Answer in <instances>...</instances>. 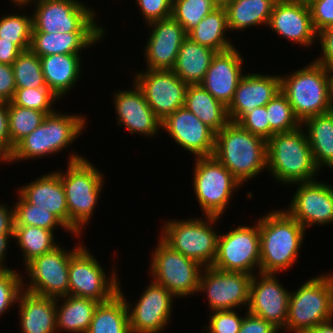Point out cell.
Returning a JSON list of instances; mask_svg holds the SVG:
<instances>
[{"label": "cell", "instance_id": "obj_51", "mask_svg": "<svg viewBox=\"0 0 333 333\" xmlns=\"http://www.w3.org/2000/svg\"><path fill=\"white\" fill-rule=\"evenodd\" d=\"M317 40L320 41L322 55H319V58H315L317 60L314 61L325 68L333 66V26L319 31Z\"/></svg>", "mask_w": 333, "mask_h": 333}, {"label": "cell", "instance_id": "obj_32", "mask_svg": "<svg viewBox=\"0 0 333 333\" xmlns=\"http://www.w3.org/2000/svg\"><path fill=\"white\" fill-rule=\"evenodd\" d=\"M184 106L215 133L230 122L227 107L200 84L187 86Z\"/></svg>", "mask_w": 333, "mask_h": 333}, {"label": "cell", "instance_id": "obj_43", "mask_svg": "<svg viewBox=\"0 0 333 333\" xmlns=\"http://www.w3.org/2000/svg\"><path fill=\"white\" fill-rule=\"evenodd\" d=\"M217 6L212 0H183L172 5L171 17L188 34L197 24Z\"/></svg>", "mask_w": 333, "mask_h": 333}, {"label": "cell", "instance_id": "obj_56", "mask_svg": "<svg viewBox=\"0 0 333 333\" xmlns=\"http://www.w3.org/2000/svg\"><path fill=\"white\" fill-rule=\"evenodd\" d=\"M12 240L13 238V234H0V270H5V269H11L10 267L8 268L7 266H5V264L3 265V263H5L4 261H6V252L8 249V245L10 242V239Z\"/></svg>", "mask_w": 333, "mask_h": 333}, {"label": "cell", "instance_id": "obj_38", "mask_svg": "<svg viewBox=\"0 0 333 333\" xmlns=\"http://www.w3.org/2000/svg\"><path fill=\"white\" fill-rule=\"evenodd\" d=\"M10 153L14 146L42 124L46 113L7 102Z\"/></svg>", "mask_w": 333, "mask_h": 333}, {"label": "cell", "instance_id": "obj_28", "mask_svg": "<svg viewBox=\"0 0 333 333\" xmlns=\"http://www.w3.org/2000/svg\"><path fill=\"white\" fill-rule=\"evenodd\" d=\"M106 32L46 33L32 32L29 49L39 57L53 54H81L82 50L99 43Z\"/></svg>", "mask_w": 333, "mask_h": 333}, {"label": "cell", "instance_id": "obj_5", "mask_svg": "<svg viewBox=\"0 0 333 333\" xmlns=\"http://www.w3.org/2000/svg\"><path fill=\"white\" fill-rule=\"evenodd\" d=\"M86 124L84 115L61 114L55 110L54 113L45 117L41 125L14 146L13 151L8 155V164L61 152L78 139L85 130Z\"/></svg>", "mask_w": 333, "mask_h": 333}, {"label": "cell", "instance_id": "obj_30", "mask_svg": "<svg viewBox=\"0 0 333 333\" xmlns=\"http://www.w3.org/2000/svg\"><path fill=\"white\" fill-rule=\"evenodd\" d=\"M216 51L187 37L178 52L172 71L187 85L200 84Z\"/></svg>", "mask_w": 333, "mask_h": 333}, {"label": "cell", "instance_id": "obj_25", "mask_svg": "<svg viewBox=\"0 0 333 333\" xmlns=\"http://www.w3.org/2000/svg\"><path fill=\"white\" fill-rule=\"evenodd\" d=\"M280 91V75L245 73L227 107L230 122L238 123L256 107L265 106Z\"/></svg>", "mask_w": 333, "mask_h": 333}, {"label": "cell", "instance_id": "obj_16", "mask_svg": "<svg viewBox=\"0 0 333 333\" xmlns=\"http://www.w3.org/2000/svg\"><path fill=\"white\" fill-rule=\"evenodd\" d=\"M118 293L125 299L131 333H160L171 319L174 295L164 286L151 280L140 299L132 305L125 298L119 284Z\"/></svg>", "mask_w": 333, "mask_h": 333}, {"label": "cell", "instance_id": "obj_2", "mask_svg": "<svg viewBox=\"0 0 333 333\" xmlns=\"http://www.w3.org/2000/svg\"><path fill=\"white\" fill-rule=\"evenodd\" d=\"M67 163L66 172L60 170L56 172L60 175L65 191L69 212V231L79 238L83 228H86L85 225L93 217L105 183L103 173L76 152L69 156Z\"/></svg>", "mask_w": 333, "mask_h": 333}, {"label": "cell", "instance_id": "obj_42", "mask_svg": "<svg viewBox=\"0 0 333 333\" xmlns=\"http://www.w3.org/2000/svg\"><path fill=\"white\" fill-rule=\"evenodd\" d=\"M265 106L270 123V137L275 133L290 132L301 126L287 97L281 91Z\"/></svg>", "mask_w": 333, "mask_h": 333}, {"label": "cell", "instance_id": "obj_31", "mask_svg": "<svg viewBox=\"0 0 333 333\" xmlns=\"http://www.w3.org/2000/svg\"><path fill=\"white\" fill-rule=\"evenodd\" d=\"M56 301L57 331L87 333L99 302L71 295L56 298ZM58 301H61V303ZM57 303L61 305L58 306Z\"/></svg>", "mask_w": 333, "mask_h": 333}, {"label": "cell", "instance_id": "obj_49", "mask_svg": "<svg viewBox=\"0 0 333 333\" xmlns=\"http://www.w3.org/2000/svg\"><path fill=\"white\" fill-rule=\"evenodd\" d=\"M136 3L146 24L171 17L170 0H136Z\"/></svg>", "mask_w": 333, "mask_h": 333}, {"label": "cell", "instance_id": "obj_45", "mask_svg": "<svg viewBox=\"0 0 333 333\" xmlns=\"http://www.w3.org/2000/svg\"><path fill=\"white\" fill-rule=\"evenodd\" d=\"M22 277L13 269L0 270V316L17 303L23 290Z\"/></svg>", "mask_w": 333, "mask_h": 333}, {"label": "cell", "instance_id": "obj_11", "mask_svg": "<svg viewBox=\"0 0 333 333\" xmlns=\"http://www.w3.org/2000/svg\"><path fill=\"white\" fill-rule=\"evenodd\" d=\"M158 240L149 267L153 281L164 286L176 298L197 294L204 267L172 249L161 238Z\"/></svg>", "mask_w": 333, "mask_h": 333}, {"label": "cell", "instance_id": "obj_19", "mask_svg": "<svg viewBox=\"0 0 333 333\" xmlns=\"http://www.w3.org/2000/svg\"><path fill=\"white\" fill-rule=\"evenodd\" d=\"M286 212L305 229L324 224H333V189L322 181L297 183Z\"/></svg>", "mask_w": 333, "mask_h": 333}, {"label": "cell", "instance_id": "obj_40", "mask_svg": "<svg viewBox=\"0 0 333 333\" xmlns=\"http://www.w3.org/2000/svg\"><path fill=\"white\" fill-rule=\"evenodd\" d=\"M12 67L17 88L47 87L40 57L30 49L22 51Z\"/></svg>", "mask_w": 333, "mask_h": 333}, {"label": "cell", "instance_id": "obj_47", "mask_svg": "<svg viewBox=\"0 0 333 333\" xmlns=\"http://www.w3.org/2000/svg\"><path fill=\"white\" fill-rule=\"evenodd\" d=\"M238 124L250 133L268 140L270 138V123L266 106L256 107L247 113Z\"/></svg>", "mask_w": 333, "mask_h": 333}, {"label": "cell", "instance_id": "obj_55", "mask_svg": "<svg viewBox=\"0 0 333 333\" xmlns=\"http://www.w3.org/2000/svg\"><path fill=\"white\" fill-rule=\"evenodd\" d=\"M21 52L14 43L0 38V63L12 65Z\"/></svg>", "mask_w": 333, "mask_h": 333}, {"label": "cell", "instance_id": "obj_24", "mask_svg": "<svg viewBox=\"0 0 333 333\" xmlns=\"http://www.w3.org/2000/svg\"><path fill=\"white\" fill-rule=\"evenodd\" d=\"M236 47L216 52L200 85L226 107L233 100L235 90L245 75L243 57Z\"/></svg>", "mask_w": 333, "mask_h": 333}, {"label": "cell", "instance_id": "obj_57", "mask_svg": "<svg viewBox=\"0 0 333 333\" xmlns=\"http://www.w3.org/2000/svg\"><path fill=\"white\" fill-rule=\"evenodd\" d=\"M305 333H333V319L318 324L312 329L307 330Z\"/></svg>", "mask_w": 333, "mask_h": 333}, {"label": "cell", "instance_id": "obj_6", "mask_svg": "<svg viewBox=\"0 0 333 333\" xmlns=\"http://www.w3.org/2000/svg\"><path fill=\"white\" fill-rule=\"evenodd\" d=\"M280 91L301 123L333 110L327 68L315 61L290 75H280Z\"/></svg>", "mask_w": 333, "mask_h": 333}, {"label": "cell", "instance_id": "obj_44", "mask_svg": "<svg viewBox=\"0 0 333 333\" xmlns=\"http://www.w3.org/2000/svg\"><path fill=\"white\" fill-rule=\"evenodd\" d=\"M60 99L48 87L16 88L12 103L24 108L35 109L44 113H54V102Z\"/></svg>", "mask_w": 333, "mask_h": 333}, {"label": "cell", "instance_id": "obj_23", "mask_svg": "<svg viewBox=\"0 0 333 333\" xmlns=\"http://www.w3.org/2000/svg\"><path fill=\"white\" fill-rule=\"evenodd\" d=\"M130 90H117L113 95L118 125H123L130 134L154 136L160 132L161 120L146 102L141 89L135 82Z\"/></svg>", "mask_w": 333, "mask_h": 333}, {"label": "cell", "instance_id": "obj_50", "mask_svg": "<svg viewBox=\"0 0 333 333\" xmlns=\"http://www.w3.org/2000/svg\"><path fill=\"white\" fill-rule=\"evenodd\" d=\"M16 88L12 65L0 63V103L11 102Z\"/></svg>", "mask_w": 333, "mask_h": 333}, {"label": "cell", "instance_id": "obj_35", "mask_svg": "<svg viewBox=\"0 0 333 333\" xmlns=\"http://www.w3.org/2000/svg\"><path fill=\"white\" fill-rule=\"evenodd\" d=\"M229 31L225 8H216L206 15L188 34L193 42L223 52L235 47L225 32Z\"/></svg>", "mask_w": 333, "mask_h": 333}, {"label": "cell", "instance_id": "obj_14", "mask_svg": "<svg viewBox=\"0 0 333 333\" xmlns=\"http://www.w3.org/2000/svg\"><path fill=\"white\" fill-rule=\"evenodd\" d=\"M58 244L52 250L26 264L29 283L23 281V289L31 293L59 298L68 295L70 257L83 245L65 250ZM26 287V288H25Z\"/></svg>", "mask_w": 333, "mask_h": 333}, {"label": "cell", "instance_id": "obj_18", "mask_svg": "<svg viewBox=\"0 0 333 333\" xmlns=\"http://www.w3.org/2000/svg\"><path fill=\"white\" fill-rule=\"evenodd\" d=\"M276 274L254 273L249 293L247 311L284 330L288 318L291 291H288Z\"/></svg>", "mask_w": 333, "mask_h": 333}, {"label": "cell", "instance_id": "obj_20", "mask_svg": "<svg viewBox=\"0 0 333 333\" xmlns=\"http://www.w3.org/2000/svg\"><path fill=\"white\" fill-rule=\"evenodd\" d=\"M161 129L168 132L180 147L195 158L214 154L216 133L185 106L161 121Z\"/></svg>", "mask_w": 333, "mask_h": 333}, {"label": "cell", "instance_id": "obj_37", "mask_svg": "<svg viewBox=\"0 0 333 333\" xmlns=\"http://www.w3.org/2000/svg\"><path fill=\"white\" fill-rule=\"evenodd\" d=\"M54 234L51 230L36 226H14L13 240H17L22 250L24 265L57 246Z\"/></svg>", "mask_w": 333, "mask_h": 333}, {"label": "cell", "instance_id": "obj_8", "mask_svg": "<svg viewBox=\"0 0 333 333\" xmlns=\"http://www.w3.org/2000/svg\"><path fill=\"white\" fill-rule=\"evenodd\" d=\"M204 218L167 220L159 238L185 257L209 267L215 261L219 237L212 227L221 217L205 215Z\"/></svg>", "mask_w": 333, "mask_h": 333}, {"label": "cell", "instance_id": "obj_54", "mask_svg": "<svg viewBox=\"0 0 333 333\" xmlns=\"http://www.w3.org/2000/svg\"><path fill=\"white\" fill-rule=\"evenodd\" d=\"M14 231V207L0 203V234H13Z\"/></svg>", "mask_w": 333, "mask_h": 333}, {"label": "cell", "instance_id": "obj_22", "mask_svg": "<svg viewBox=\"0 0 333 333\" xmlns=\"http://www.w3.org/2000/svg\"><path fill=\"white\" fill-rule=\"evenodd\" d=\"M148 26L152 29L144 48L146 69L172 70L187 33L172 17L151 22Z\"/></svg>", "mask_w": 333, "mask_h": 333}, {"label": "cell", "instance_id": "obj_29", "mask_svg": "<svg viewBox=\"0 0 333 333\" xmlns=\"http://www.w3.org/2000/svg\"><path fill=\"white\" fill-rule=\"evenodd\" d=\"M40 60L47 87L61 100L79 80L81 54H53L40 57Z\"/></svg>", "mask_w": 333, "mask_h": 333}, {"label": "cell", "instance_id": "obj_62", "mask_svg": "<svg viewBox=\"0 0 333 333\" xmlns=\"http://www.w3.org/2000/svg\"><path fill=\"white\" fill-rule=\"evenodd\" d=\"M171 1V5L177 3V2H180V1H183V0H170Z\"/></svg>", "mask_w": 333, "mask_h": 333}, {"label": "cell", "instance_id": "obj_9", "mask_svg": "<svg viewBox=\"0 0 333 333\" xmlns=\"http://www.w3.org/2000/svg\"><path fill=\"white\" fill-rule=\"evenodd\" d=\"M33 2L35 9H33L32 14V32L52 34L58 32H105V28L100 24L98 26V23L96 24L95 10L77 0H28L26 3L12 4L21 6V9Z\"/></svg>", "mask_w": 333, "mask_h": 333}, {"label": "cell", "instance_id": "obj_41", "mask_svg": "<svg viewBox=\"0 0 333 333\" xmlns=\"http://www.w3.org/2000/svg\"><path fill=\"white\" fill-rule=\"evenodd\" d=\"M33 30L32 15L28 14H7L0 17V38L11 41L21 51L30 47Z\"/></svg>", "mask_w": 333, "mask_h": 333}, {"label": "cell", "instance_id": "obj_59", "mask_svg": "<svg viewBox=\"0 0 333 333\" xmlns=\"http://www.w3.org/2000/svg\"><path fill=\"white\" fill-rule=\"evenodd\" d=\"M213 3L217 6V8H225L229 5L233 0H212Z\"/></svg>", "mask_w": 333, "mask_h": 333}, {"label": "cell", "instance_id": "obj_26", "mask_svg": "<svg viewBox=\"0 0 333 333\" xmlns=\"http://www.w3.org/2000/svg\"><path fill=\"white\" fill-rule=\"evenodd\" d=\"M27 202L54 214L69 230V212L60 175L44 174L17 190Z\"/></svg>", "mask_w": 333, "mask_h": 333}, {"label": "cell", "instance_id": "obj_21", "mask_svg": "<svg viewBox=\"0 0 333 333\" xmlns=\"http://www.w3.org/2000/svg\"><path fill=\"white\" fill-rule=\"evenodd\" d=\"M267 26L300 46L310 47L317 39L306 0H277Z\"/></svg>", "mask_w": 333, "mask_h": 333}, {"label": "cell", "instance_id": "obj_4", "mask_svg": "<svg viewBox=\"0 0 333 333\" xmlns=\"http://www.w3.org/2000/svg\"><path fill=\"white\" fill-rule=\"evenodd\" d=\"M303 127L275 133L267 140V171L279 184L314 181L319 172Z\"/></svg>", "mask_w": 333, "mask_h": 333}, {"label": "cell", "instance_id": "obj_13", "mask_svg": "<svg viewBox=\"0 0 333 333\" xmlns=\"http://www.w3.org/2000/svg\"><path fill=\"white\" fill-rule=\"evenodd\" d=\"M212 267L251 275L258 269L260 273L259 218L253 226L239 225L225 234H219Z\"/></svg>", "mask_w": 333, "mask_h": 333}, {"label": "cell", "instance_id": "obj_10", "mask_svg": "<svg viewBox=\"0 0 333 333\" xmlns=\"http://www.w3.org/2000/svg\"><path fill=\"white\" fill-rule=\"evenodd\" d=\"M193 171L194 193L203 214L222 217L242 184L214 156L196 157Z\"/></svg>", "mask_w": 333, "mask_h": 333}, {"label": "cell", "instance_id": "obj_34", "mask_svg": "<svg viewBox=\"0 0 333 333\" xmlns=\"http://www.w3.org/2000/svg\"><path fill=\"white\" fill-rule=\"evenodd\" d=\"M277 0H233L225 7L229 32L268 25ZM231 30V31H230Z\"/></svg>", "mask_w": 333, "mask_h": 333}, {"label": "cell", "instance_id": "obj_46", "mask_svg": "<svg viewBox=\"0 0 333 333\" xmlns=\"http://www.w3.org/2000/svg\"><path fill=\"white\" fill-rule=\"evenodd\" d=\"M208 316L209 324L204 325L207 333H238L244 318L235 309L213 311Z\"/></svg>", "mask_w": 333, "mask_h": 333}, {"label": "cell", "instance_id": "obj_17", "mask_svg": "<svg viewBox=\"0 0 333 333\" xmlns=\"http://www.w3.org/2000/svg\"><path fill=\"white\" fill-rule=\"evenodd\" d=\"M155 115L163 121L185 104L187 84L172 70L146 69L134 80Z\"/></svg>", "mask_w": 333, "mask_h": 333}, {"label": "cell", "instance_id": "obj_15", "mask_svg": "<svg viewBox=\"0 0 333 333\" xmlns=\"http://www.w3.org/2000/svg\"><path fill=\"white\" fill-rule=\"evenodd\" d=\"M253 275L244 272L222 271L212 266L202 269L198 293L207 294L210 312L240 310L249 304Z\"/></svg>", "mask_w": 333, "mask_h": 333}, {"label": "cell", "instance_id": "obj_12", "mask_svg": "<svg viewBox=\"0 0 333 333\" xmlns=\"http://www.w3.org/2000/svg\"><path fill=\"white\" fill-rule=\"evenodd\" d=\"M99 263L84 244L70 257L68 295L104 303L118 293L116 271L108 276Z\"/></svg>", "mask_w": 333, "mask_h": 333}, {"label": "cell", "instance_id": "obj_60", "mask_svg": "<svg viewBox=\"0 0 333 333\" xmlns=\"http://www.w3.org/2000/svg\"><path fill=\"white\" fill-rule=\"evenodd\" d=\"M3 161L4 163L8 162V156L0 149V162Z\"/></svg>", "mask_w": 333, "mask_h": 333}, {"label": "cell", "instance_id": "obj_61", "mask_svg": "<svg viewBox=\"0 0 333 333\" xmlns=\"http://www.w3.org/2000/svg\"><path fill=\"white\" fill-rule=\"evenodd\" d=\"M13 3H26L28 0H10Z\"/></svg>", "mask_w": 333, "mask_h": 333}, {"label": "cell", "instance_id": "obj_7", "mask_svg": "<svg viewBox=\"0 0 333 333\" xmlns=\"http://www.w3.org/2000/svg\"><path fill=\"white\" fill-rule=\"evenodd\" d=\"M333 319V272L321 274L290 293L286 331L305 333Z\"/></svg>", "mask_w": 333, "mask_h": 333}, {"label": "cell", "instance_id": "obj_39", "mask_svg": "<svg viewBox=\"0 0 333 333\" xmlns=\"http://www.w3.org/2000/svg\"><path fill=\"white\" fill-rule=\"evenodd\" d=\"M14 207V226H36L54 232L58 226L71 233L51 212L27 202L19 193Z\"/></svg>", "mask_w": 333, "mask_h": 333}, {"label": "cell", "instance_id": "obj_36", "mask_svg": "<svg viewBox=\"0 0 333 333\" xmlns=\"http://www.w3.org/2000/svg\"><path fill=\"white\" fill-rule=\"evenodd\" d=\"M87 333H131L127 305L119 293L98 304Z\"/></svg>", "mask_w": 333, "mask_h": 333}, {"label": "cell", "instance_id": "obj_48", "mask_svg": "<svg viewBox=\"0 0 333 333\" xmlns=\"http://www.w3.org/2000/svg\"><path fill=\"white\" fill-rule=\"evenodd\" d=\"M312 24L318 33L324 28L333 26V0H307Z\"/></svg>", "mask_w": 333, "mask_h": 333}, {"label": "cell", "instance_id": "obj_1", "mask_svg": "<svg viewBox=\"0 0 333 333\" xmlns=\"http://www.w3.org/2000/svg\"><path fill=\"white\" fill-rule=\"evenodd\" d=\"M306 229L285 209L259 219L260 273L277 274L294 266Z\"/></svg>", "mask_w": 333, "mask_h": 333}, {"label": "cell", "instance_id": "obj_52", "mask_svg": "<svg viewBox=\"0 0 333 333\" xmlns=\"http://www.w3.org/2000/svg\"><path fill=\"white\" fill-rule=\"evenodd\" d=\"M245 314L238 333H279V330L268 321L252 315L248 311Z\"/></svg>", "mask_w": 333, "mask_h": 333}, {"label": "cell", "instance_id": "obj_33", "mask_svg": "<svg viewBox=\"0 0 333 333\" xmlns=\"http://www.w3.org/2000/svg\"><path fill=\"white\" fill-rule=\"evenodd\" d=\"M307 134L315 165L333 167V110L301 123ZM306 127V128H304Z\"/></svg>", "mask_w": 333, "mask_h": 333}, {"label": "cell", "instance_id": "obj_53", "mask_svg": "<svg viewBox=\"0 0 333 333\" xmlns=\"http://www.w3.org/2000/svg\"><path fill=\"white\" fill-rule=\"evenodd\" d=\"M0 149L7 156L10 154L7 103H0Z\"/></svg>", "mask_w": 333, "mask_h": 333}, {"label": "cell", "instance_id": "obj_27", "mask_svg": "<svg viewBox=\"0 0 333 333\" xmlns=\"http://www.w3.org/2000/svg\"><path fill=\"white\" fill-rule=\"evenodd\" d=\"M56 298L22 290L19 294V318L22 333H57Z\"/></svg>", "mask_w": 333, "mask_h": 333}, {"label": "cell", "instance_id": "obj_3", "mask_svg": "<svg viewBox=\"0 0 333 333\" xmlns=\"http://www.w3.org/2000/svg\"><path fill=\"white\" fill-rule=\"evenodd\" d=\"M213 156L244 185L267 169V140L229 122L216 133Z\"/></svg>", "mask_w": 333, "mask_h": 333}, {"label": "cell", "instance_id": "obj_58", "mask_svg": "<svg viewBox=\"0 0 333 333\" xmlns=\"http://www.w3.org/2000/svg\"><path fill=\"white\" fill-rule=\"evenodd\" d=\"M329 76L330 100L333 105V66L327 68Z\"/></svg>", "mask_w": 333, "mask_h": 333}]
</instances>
